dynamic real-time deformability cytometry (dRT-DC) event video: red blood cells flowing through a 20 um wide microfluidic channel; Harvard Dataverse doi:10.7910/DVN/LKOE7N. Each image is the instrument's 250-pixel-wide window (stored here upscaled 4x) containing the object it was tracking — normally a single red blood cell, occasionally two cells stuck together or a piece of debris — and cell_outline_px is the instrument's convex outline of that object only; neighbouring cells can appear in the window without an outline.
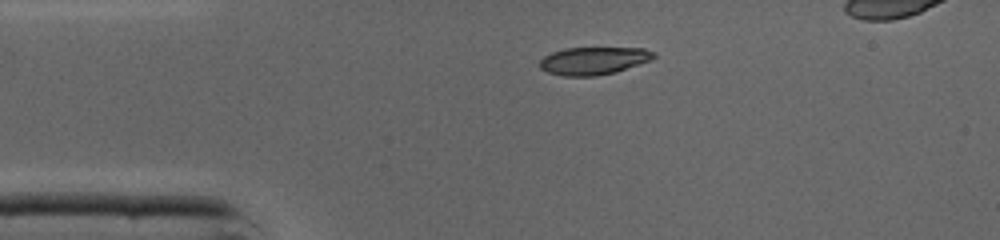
{"species": "common noctule bat (a hibernating species)", "species_latin": "Nyctalus noctula", "temperature_condition": "cold", "stored_images_in_passage": 34, "camera_frame_rate_fps": 3000, "um_per_image_px": 0.085, "animal": {"sex": "male", "body_mass_g": 19.0, "forearm_length_mm": 50.8}, "frame": {"image": 1, "passage_image": 1, "time_ms": 0.0, "image_size_px": [1000, 240], "cell_outline_px": [[656, 56], [652, 60], [616, 72], [596, 76], [564, 76], [548, 72], [540, 68], [540, 60], [544, 56], [552, 52], [564, 48], [644, 48], [656, 52]], "centroid_in_image_um": [50.49, 5.16], "position_along_channel_um": 34.5, "area_um2": 18.5}}
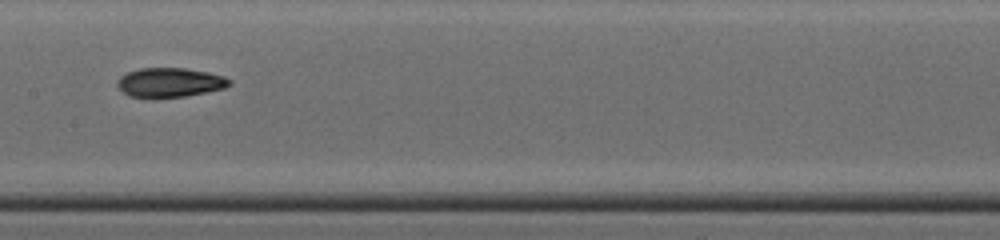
{"frame": {"image": 2, "passage_image": 14, "time_ms": 4.333, "image_size_px": [1000, 240], "cell_outline_px": [[232, 84], [224, 88], [184, 96], [128, 96], [116, 84], [120, 76], [128, 72], [140, 68], [184, 68], [208, 72], [224, 76], [232, 80]], "centroid_in_image_um": [14.47, 6.98], "position_along_channel_um": 192.9, "area_um2": 18.73}}
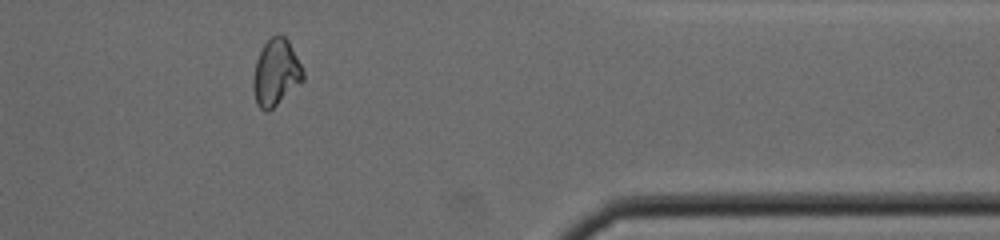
{"frame": {"image": 3, "passage_image": 29, "time_ms": 9.333, "image_size_px": [1000, 240], "cell_outline_px": [[304, 80], [268, 112], [264, 112], [256, 104], [252, 88], [252, 80], [256, 60], [264, 44], [276, 32], [284, 36], [288, 40], [304, 72]], "centroid_in_image_um": [23.43, 6.18], "position_along_channel_um": 388.0, "area_um2": 19.36}, "authors_computed_cell_mechanics": {"area_um2": 19.1896, "velocity_mm_per_s": 4.357, "shape_relaxation_time_tau1_ms": null, "shape_relaxation_time_tau2_ms": 2.7647, "deformation_change_tau1": null, "deformation_change_tau2": 0.0681}}